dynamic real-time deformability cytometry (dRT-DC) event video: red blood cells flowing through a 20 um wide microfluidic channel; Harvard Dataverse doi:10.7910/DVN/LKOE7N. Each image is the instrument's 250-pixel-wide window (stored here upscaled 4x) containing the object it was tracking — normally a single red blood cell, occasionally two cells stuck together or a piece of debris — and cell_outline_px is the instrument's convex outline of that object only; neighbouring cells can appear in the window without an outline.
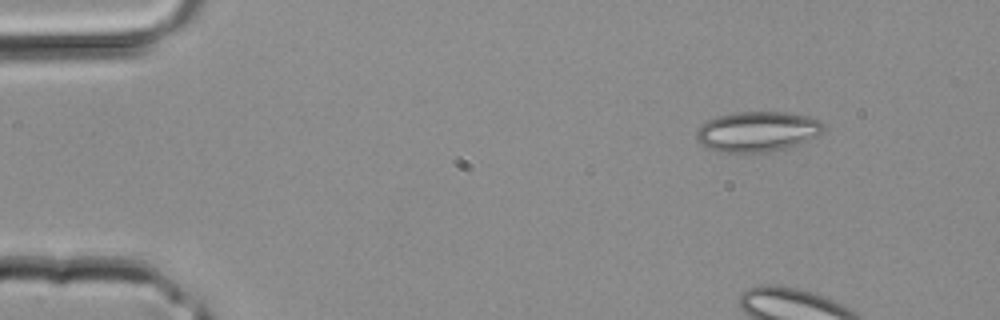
{"species": "common noctule bat (a hibernating species)", "species_latin": "Nyctalus noctula", "temperature_condition": "room temperature", "stored_images_in_passage": 4, "camera_frame_rate_fps": 3000, "um_per_image_px": 0.085, "animal": {"sex": "male", "body_mass_g": 20.4}, "frame": {"image": 1, "passage_image": 1, "time_ms": 0.0, "image_size_px": [1000, 320], "cell_outline_px": [[824, 128], [816, 136], [800, 144], [768, 152], [720, 152], [708, 148], [700, 144], [696, 140], [696, 132], [700, 124], [716, 116], [732, 112], [788, 112], [808, 116], [820, 120], [824, 124]], "centroid_in_image_um": [64.34, 11.17], "position_along_channel_um": 20.7, "area_um2": 30.0}}